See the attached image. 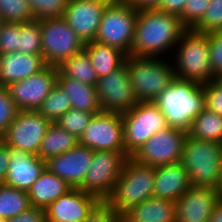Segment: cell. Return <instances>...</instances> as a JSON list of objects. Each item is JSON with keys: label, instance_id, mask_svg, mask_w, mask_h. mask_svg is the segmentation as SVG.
Here are the masks:
<instances>
[{"label": "cell", "instance_id": "cell-17", "mask_svg": "<svg viewBox=\"0 0 222 222\" xmlns=\"http://www.w3.org/2000/svg\"><path fill=\"white\" fill-rule=\"evenodd\" d=\"M101 201L72 188L45 208L46 222H84Z\"/></svg>", "mask_w": 222, "mask_h": 222}, {"label": "cell", "instance_id": "cell-37", "mask_svg": "<svg viewBox=\"0 0 222 222\" xmlns=\"http://www.w3.org/2000/svg\"><path fill=\"white\" fill-rule=\"evenodd\" d=\"M18 112L19 109L10 97L7 87L0 86V136L6 134Z\"/></svg>", "mask_w": 222, "mask_h": 222}, {"label": "cell", "instance_id": "cell-3", "mask_svg": "<svg viewBox=\"0 0 222 222\" xmlns=\"http://www.w3.org/2000/svg\"><path fill=\"white\" fill-rule=\"evenodd\" d=\"M155 167L128 156L110 197L105 201L117 214L154 197Z\"/></svg>", "mask_w": 222, "mask_h": 222}, {"label": "cell", "instance_id": "cell-26", "mask_svg": "<svg viewBox=\"0 0 222 222\" xmlns=\"http://www.w3.org/2000/svg\"><path fill=\"white\" fill-rule=\"evenodd\" d=\"M57 84L69 97L72 109L95 114L102 112L94 86L72 78H57Z\"/></svg>", "mask_w": 222, "mask_h": 222}, {"label": "cell", "instance_id": "cell-25", "mask_svg": "<svg viewBox=\"0 0 222 222\" xmlns=\"http://www.w3.org/2000/svg\"><path fill=\"white\" fill-rule=\"evenodd\" d=\"M84 50L88 53L98 78L120 68L127 58V54L122 50L96 41L85 43Z\"/></svg>", "mask_w": 222, "mask_h": 222}, {"label": "cell", "instance_id": "cell-23", "mask_svg": "<svg viewBox=\"0 0 222 222\" xmlns=\"http://www.w3.org/2000/svg\"><path fill=\"white\" fill-rule=\"evenodd\" d=\"M176 202L148 198L121 216V222H176Z\"/></svg>", "mask_w": 222, "mask_h": 222}, {"label": "cell", "instance_id": "cell-8", "mask_svg": "<svg viewBox=\"0 0 222 222\" xmlns=\"http://www.w3.org/2000/svg\"><path fill=\"white\" fill-rule=\"evenodd\" d=\"M122 120L124 149L128 156H132L152 135L169 127L153 102H137L122 113Z\"/></svg>", "mask_w": 222, "mask_h": 222}, {"label": "cell", "instance_id": "cell-13", "mask_svg": "<svg viewBox=\"0 0 222 222\" xmlns=\"http://www.w3.org/2000/svg\"><path fill=\"white\" fill-rule=\"evenodd\" d=\"M50 124L38 111L19 110L2 137L3 142L8 147L38 155L41 141Z\"/></svg>", "mask_w": 222, "mask_h": 222}, {"label": "cell", "instance_id": "cell-19", "mask_svg": "<svg viewBox=\"0 0 222 222\" xmlns=\"http://www.w3.org/2000/svg\"><path fill=\"white\" fill-rule=\"evenodd\" d=\"M219 200L217 189L191 186L176 201V222H208Z\"/></svg>", "mask_w": 222, "mask_h": 222}, {"label": "cell", "instance_id": "cell-5", "mask_svg": "<svg viewBox=\"0 0 222 222\" xmlns=\"http://www.w3.org/2000/svg\"><path fill=\"white\" fill-rule=\"evenodd\" d=\"M176 49V65H173L176 78L200 84L215 80L211 74L209 40L206 33L187 29L176 44Z\"/></svg>", "mask_w": 222, "mask_h": 222}, {"label": "cell", "instance_id": "cell-43", "mask_svg": "<svg viewBox=\"0 0 222 222\" xmlns=\"http://www.w3.org/2000/svg\"><path fill=\"white\" fill-rule=\"evenodd\" d=\"M7 222H46L45 209L31 206L26 211L8 219Z\"/></svg>", "mask_w": 222, "mask_h": 222}, {"label": "cell", "instance_id": "cell-36", "mask_svg": "<svg viewBox=\"0 0 222 222\" xmlns=\"http://www.w3.org/2000/svg\"><path fill=\"white\" fill-rule=\"evenodd\" d=\"M193 30L200 33L222 31V0H211L204 16Z\"/></svg>", "mask_w": 222, "mask_h": 222}, {"label": "cell", "instance_id": "cell-2", "mask_svg": "<svg viewBox=\"0 0 222 222\" xmlns=\"http://www.w3.org/2000/svg\"><path fill=\"white\" fill-rule=\"evenodd\" d=\"M153 103L169 127L188 132L192 121L205 109L203 84L175 77Z\"/></svg>", "mask_w": 222, "mask_h": 222}, {"label": "cell", "instance_id": "cell-41", "mask_svg": "<svg viewBox=\"0 0 222 222\" xmlns=\"http://www.w3.org/2000/svg\"><path fill=\"white\" fill-rule=\"evenodd\" d=\"M205 94V108L222 116V87L212 80L203 84Z\"/></svg>", "mask_w": 222, "mask_h": 222}, {"label": "cell", "instance_id": "cell-18", "mask_svg": "<svg viewBox=\"0 0 222 222\" xmlns=\"http://www.w3.org/2000/svg\"><path fill=\"white\" fill-rule=\"evenodd\" d=\"M92 157L93 150L78 143L65 153L46 160V169L66 181L72 188H79Z\"/></svg>", "mask_w": 222, "mask_h": 222}, {"label": "cell", "instance_id": "cell-29", "mask_svg": "<svg viewBox=\"0 0 222 222\" xmlns=\"http://www.w3.org/2000/svg\"><path fill=\"white\" fill-rule=\"evenodd\" d=\"M187 135L197 140L222 143V116L205 108L192 121Z\"/></svg>", "mask_w": 222, "mask_h": 222}, {"label": "cell", "instance_id": "cell-12", "mask_svg": "<svg viewBox=\"0 0 222 222\" xmlns=\"http://www.w3.org/2000/svg\"><path fill=\"white\" fill-rule=\"evenodd\" d=\"M79 144L93 151L125 152L122 113L95 114L80 137Z\"/></svg>", "mask_w": 222, "mask_h": 222}, {"label": "cell", "instance_id": "cell-33", "mask_svg": "<svg viewBox=\"0 0 222 222\" xmlns=\"http://www.w3.org/2000/svg\"><path fill=\"white\" fill-rule=\"evenodd\" d=\"M0 17L4 23H23L34 20L27 0H0Z\"/></svg>", "mask_w": 222, "mask_h": 222}, {"label": "cell", "instance_id": "cell-11", "mask_svg": "<svg viewBox=\"0 0 222 222\" xmlns=\"http://www.w3.org/2000/svg\"><path fill=\"white\" fill-rule=\"evenodd\" d=\"M186 136L183 130L167 127L152 135L131 157L152 167L181 162Z\"/></svg>", "mask_w": 222, "mask_h": 222}, {"label": "cell", "instance_id": "cell-1", "mask_svg": "<svg viewBox=\"0 0 222 222\" xmlns=\"http://www.w3.org/2000/svg\"><path fill=\"white\" fill-rule=\"evenodd\" d=\"M186 30L187 28L177 15L163 12L157 8L137 9L134 40L130 55L162 57V54L165 55L164 53L176 46Z\"/></svg>", "mask_w": 222, "mask_h": 222}, {"label": "cell", "instance_id": "cell-51", "mask_svg": "<svg viewBox=\"0 0 222 222\" xmlns=\"http://www.w3.org/2000/svg\"><path fill=\"white\" fill-rule=\"evenodd\" d=\"M0 222H7V220H4V219H0Z\"/></svg>", "mask_w": 222, "mask_h": 222}, {"label": "cell", "instance_id": "cell-7", "mask_svg": "<svg viewBox=\"0 0 222 222\" xmlns=\"http://www.w3.org/2000/svg\"><path fill=\"white\" fill-rule=\"evenodd\" d=\"M136 20L137 9L127 0L110 2L103 13L94 41L114 46L130 55Z\"/></svg>", "mask_w": 222, "mask_h": 222}, {"label": "cell", "instance_id": "cell-15", "mask_svg": "<svg viewBox=\"0 0 222 222\" xmlns=\"http://www.w3.org/2000/svg\"><path fill=\"white\" fill-rule=\"evenodd\" d=\"M95 88L102 112L123 113L138 102L132 90L126 63L109 75L98 78Z\"/></svg>", "mask_w": 222, "mask_h": 222}, {"label": "cell", "instance_id": "cell-42", "mask_svg": "<svg viewBox=\"0 0 222 222\" xmlns=\"http://www.w3.org/2000/svg\"><path fill=\"white\" fill-rule=\"evenodd\" d=\"M84 222H121V216L106 202H101Z\"/></svg>", "mask_w": 222, "mask_h": 222}, {"label": "cell", "instance_id": "cell-49", "mask_svg": "<svg viewBox=\"0 0 222 222\" xmlns=\"http://www.w3.org/2000/svg\"><path fill=\"white\" fill-rule=\"evenodd\" d=\"M215 81L222 87V73L215 77Z\"/></svg>", "mask_w": 222, "mask_h": 222}, {"label": "cell", "instance_id": "cell-31", "mask_svg": "<svg viewBox=\"0 0 222 222\" xmlns=\"http://www.w3.org/2000/svg\"><path fill=\"white\" fill-rule=\"evenodd\" d=\"M71 101L62 88L56 84L42 102L38 112L55 123L62 115L71 109Z\"/></svg>", "mask_w": 222, "mask_h": 222}, {"label": "cell", "instance_id": "cell-44", "mask_svg": "<svg viewBox=\"0 0 222 222\" xmlns=\"http://www.w3.org/2000/svg\"><path fill=\"white\" fill-rule=\"evenodd\" d=\"M186 2L187 0H163L157 9L180 17Z\"/></svg>", "mask_w": 222, "mask_h": 222}, {"label": "cell", "instance_id": "cell-22", "mask_svg": "<svg viewBox=\"0 0 222 222\" xmlns=\"http://www.w3.org/2000/svg\"><path fill=\"white\" fill-rule=\"evenodd\" d=\"M47 65L42 55H30L20 52L0 54V86L28 78Z\"/></svg>", "mask_w": 222, "mask_h": 222}, {"label": "cell", "instance_id": "cell-4", "mask_svg": "<svg viewBox=\"0 0 222 222\" xmlns=\"http://www.w3.org/2000/svg\"><path fill=\"white\" fill-rule=\"evenodd\" d=\"M181 163L191 186L217 189L222 175V143L186 136Z\"/></svg>", "mask_w": 222, "mask_h": 222}, {"label": "cell", "instance_id": "cell-16", "mask_svg": "<svg viewBox=\"0 0 222 222\" xmlns=\"http://www.w3.org/2000/svg\"><path fill=\"white\" fill-rule=\"evenodd\" d=\"M109 3L103 0H69L63 18L84 44L92 42Z\"/></svg>", "mask_w": 222, "mask_h": 222}, {"label": "cell", "instance_id": "cell-20", "mask_svg": "<svg viewBox=\"0 0 222 222\" xmlns=\"http://www.w3.org/2000/svg\"><path fill=\"white\" fill-rule=\"evenodd\" d=\"M9 157L4 184L27 192L46 169V162L38 155L11 147Z\"/></svg>", "mask_w": 222, "mask_h": 222}, {"label": "cell", "instance_id": "cell-45", "mask_svg": "<svg viewBox=\"0 0 222 222\" xmlns=\"http://www.w3.org/2000/svg\"><path fill=\"white\" fill-rule=\"evenodd\" d=\"M9 162V147L2 141L0 143V184H4Z\"/></svg>", "mask_w": 222, "mask_h": 222}, {"label": "cell", "instance_id": "cell-14", "mask_svg": "<svg viewBox=\"0 0 222 222\" xmlns=\"http://www.w3.org/2000/svg\"><path fill=\"white\" fill-rule=\"evenodd\" d=\"M59 69L46 66L40 72L7 87L10 97L19 110L38 111L44 99L57 84Z\"/></svg>", "mask_w": 222, "mask_h": 222}, {"label": "cell", "instance_id": "cell-34", "mask_svg": "<svg viewBox=\"0 0 222 222\" xmlns=\"http://www.w3.org/2000/svg\"><path fill=\"white\" fill-rule=\"evenodd\" d=\"M95 113L69 109L55 123L80 139Z\"/></svg>", "mask_w": 222, "mask_h": 222}, {"label": "cell", "instance_id": "cell-9", "mask_svg": "<svg viewBox=\"0 0 222 222\" xmlns=\"http://www.w3.org/2000/svg\"><path fill=\"white\" fill-rule=\"evenodd\" d=\"M42 57L48 66L59 67L84 49V43L63 17L40 20Z\"/></svg>", "mask_w": 222, "mask_h": 222}, {"label": "cell", "instance_id": "cell-38", "mask_svg": "<svg viewBox=\"0 0 222 222\" xmlns=\"http://www.w3.org/2000/svg\"><path fill=\"white\" fill-rule=\"evenodd\" d=\"M211 0H187L180 20L187 29H193L204 16Z\"/></svg>", "mask_w": 222, "mask_h": 222}, {"label": "cell", "instance_id": "cell-30", "mask_svg": "<svg viewBox=\"0 0 222 222\" xmlns=\"http://www.w3.org/2000/svg\"><path fill=\"white\" fill-rule=\"evenodd\" d=\"M31 207L26 191L0 184V219L8 220Z\"/></svg>", "mask_w": 222, "mask_h": 222}, {"label": "cell", "instance_id": "cell-28", "mask_svg": "<svg viewBox=\"0 0 222 222\" xmlns=\"http://www.w3.org/2000/svg\"><path fill=\"white\" fill-rule=\"evenodd\" d=\"M58 69V78H72L94 87L98 81L96 71L84 49L65 60Z\"/></svg>", "mask_w": 222, "mask_h": 222}, {"label": "cell", "instance_id": "cell-47", "mask_svg": "<svg viewBox=\"0 0 222 222\" xmlns=\"http://www.w3.org/2000/svg\"><path fill=\"white\" fill-rule=\"evenodd\" d=\"M208 222H222V200L215 205Z\"/></svg>", "mask_w": 222, "mask_h": 222}, {"label": "cell", "instance_id": "cell-32", "mask_svg": "<svg viewBox=\"0 0 222 222\" xmlns=\"http://www.w3.org/2000/svg\"><path fill=\"white\" fill-rule=\"evenodd\" d=\"M19 52L30 55H42L40 20L34 19L20 23Z\"/></svg>", "mask_w": 222, "mask_h": 222}, {"label": "cell", "instance_id": "cell-46", "mask_svg": "<svg viewBox=\"0 0 222 222\" xmlns=\"http://www.w3.org/2000/svg\"><path fill=\"white\" fill-rule=\"evenodd\" d=\"M136 9H156L158 8L163 0H127Z\"/></svg>", "mask_w": 222, "mask_h": 222}, {"label": "cell", "instance_id": "cell-6", "mask_svg": "<svg viewBox=\"0 0 222 222\" xmlns=\"http://www.w3.org/2000/svg\"><path fill=\"white\" fill-rule=\"evenodd\" d=\"M161 57L127 55L131 86L138 102H153L175 79L173 64ZM170 63V64H169Z\"/></svg>", "mask_w": 222, "mask_h": 222}, {"label": "cell", "instance_id": "cell-39", "mask_svg": "<svg viewBox=\"0 0 222 222\" xmlns=\"http://www.w3.org/2000/svg\"><path fill=\"white\" fill-rule=\"evenodd\" d=\"M20 23L0 25V54L19 52Z\"/></svg>", "mask_w": 222, "mask_h": 222}, {"label": "cell", "instance_id": "cell-10", "mask_svg": "<svg viewBox=\"0 0 222 222\" xmlns=\"http://www.w3.org/2000/svg\"><path fill=\"white\" fill-rule=\"evenodd\" d=\"M127 157L125 152L93 151L91 164L79 188L105 202L121 175Z\"/></svg>", "mask_w": 222, "mask_h": 222}, {"label": "cell", "instance_id": "cell-21", "mask_svg": "<svg viewBox=\"0 0 222 222\" xmlns=\"http://www.w3.org/2000/svg\"><path fill=\"white\" fill-rule=\"evenodd\" d=\"M191 187L181 162L155 167L154 197L176 202Z\"/></svg>", "mask_w": 222, "mask_h": 222}, {"label": "cell", "instance_id": "cell-50", "mask_svg": "<svg viewBox=\"0 0 222 222\" xmlns=\"http://www.w3.org/2000/svg\"><path fill=\"white\" fill-rule=\"evenodd\" d=\"M103 1H107V2H116L118 0H103Z\"/></svg>", "mask_w": 222, "mask_h": 222}, {"label": "cell", "instance_id": "cell-48", "mask_svg": "<svg viewBox=\"0 0 222 222\" xmlns=\"http://www.w3.org/2000/svg\"><path fill=\"white\" fill-rule=\"evenodd\" d=\"M217 192L219 194L220 200H222V175H221L219 186L217 187Z\"/></svg>", "mask_w": 222, "mask_h": 222}, {"label": "cell", "instance_id": "cell-40", "mask_svg": "<svg viewBox=\"0 0 222 222\" xmlns=\"http://www.w3.org/2000/svg\"><path fill=\"white\" fill-rule=\"evenodd\" d=\"M209 40L211 74L217 77L222 73V31L206 33Z\"/></svg>", "mask_w": 222, "mask_h": 222}, {"label": "cell", "instance_id": "cell-27", "mask_svg": "<svg viewBox=\"0 0 222 222\" xmlns=\"http://www.w3.org/2000/svg\"><path fill=\"white\" fill-rule=\"evenodd\" d=\"M79 143L74 135L61 128L56 123H51L43 137L38 156L46 161L52 157L63 154Z\"/></svg>", "mask_w": 222, "mask_h": 222}, {"label": "cell", "instance_id": "cell-24", "mask_svg": "<svg viewBox=\"0 0 222 222\" xmlns=\"http://www.w3.org/2000/svg\"><path fill=\"white\" fill-rule=\"evenodd\" d=\"M72 187L47 169L33 183L27 194L32 207L46 208Z\"/></svg>", "mask_w": 222, "mask_h": 222}, {"label": "cell", "instance_id": "cell-35", "mask_svg": "<svg viewBox=\"0 0 222 222\" xmlns=\"http://www.w3.org/2000/svg\"><path fill=\"white\" fill-rule=\"evenodd\" d=\"M34 19L63 17L69 0H27Z\"/></svg>", "mask_w": 222, "mask_h": 222}]
</instances>
